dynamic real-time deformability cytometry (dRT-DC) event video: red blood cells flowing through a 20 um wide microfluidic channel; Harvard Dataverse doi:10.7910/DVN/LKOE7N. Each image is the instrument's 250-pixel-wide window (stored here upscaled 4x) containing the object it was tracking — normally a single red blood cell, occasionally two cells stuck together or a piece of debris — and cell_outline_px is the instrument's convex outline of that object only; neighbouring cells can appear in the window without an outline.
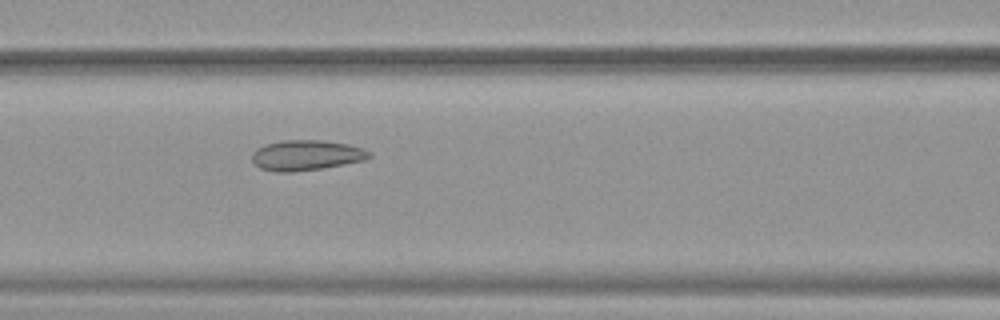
{"species": "common noctule bat (a hibernating species)", "species_latin": "Nyctalus noctula", "temperature_condition": "warm", "stored_images_in_passage": 52, "camera_frame_rate_fps": 3000, "um_per_image_px": 0.085, "animal": {"sex": "female", "body_mass_g": 19.9}, "frame": {"image": 1, "passage_image": 23, "time_ms": 7.333, "image_size_px": [1000, 320], "cell_outline_px": [[372, 156], [364, 160], [320, 168], [292, 172], [276, 172], [260, 168], [252, 160], [252, 152], [256, 148], [264, 144], [280, 140], [320, 140], [348, 144], [364, 148], [372, 152]], "centroid_in_image_um": [26.02, 13.18], "position_along_channel_um": 140.6, "area_um2": 20.75}}
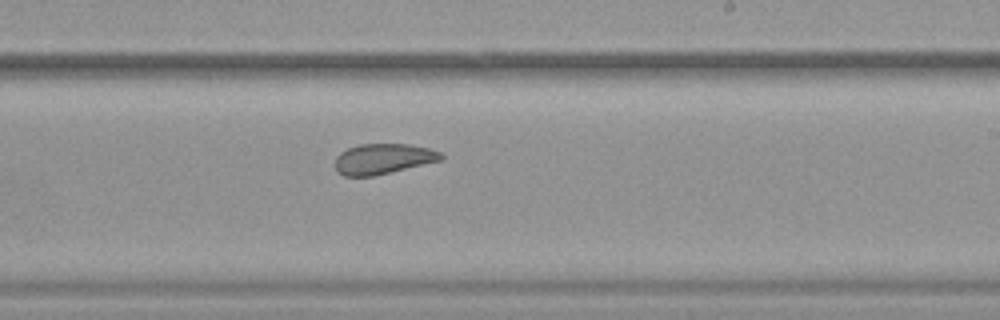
{"frame": {"image": 2, "passage_image": 32, "time_ms": 10.333, "image_size_px": [1000, 320], "cell_outline_px": [[444, 160], [372, 176], [344, 176], [336, 172], [336, 156], [340, 152], [348, 148], [360, 144], [408, 144], [428, 148], [440, 152], [444, 156]], "centroid_in_image_um": [32.57, 13.5], "position_along_channel_um": 256.4, "area_um2": 18.79}}
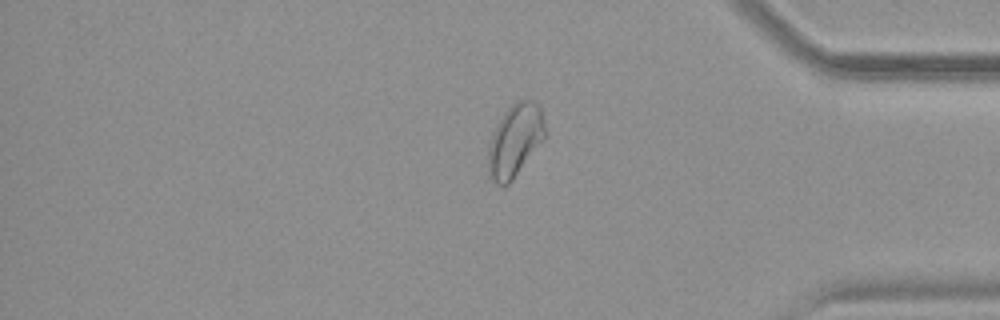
{"frame": {"image": 3, "passage_image": 44, "time_ms": 14.333, "image_size_px": [1000, 320], "cell_outline_px": [[544, 140], [512, 180], [504, 188], [496, 184], [488, 176], [488, 144], [492, 132], [496, 124], [504, 112], [516, 100], [524, 96], [536, 100], [540, 104], [544, 120]], "centroid_in_image_um": [43.77, 11.89], "position_along_channel_um": 391.4, "area_um2": 24.74}, "authors_computed_cell_mechanics": {"area_um2": 24.3338, "velocity_mm_per_s": 3.8797, "shape_relaxation_time_tau1_ms": null, "shape_relaxation_time_tau2_ms": 1.2902, "deformation_change_tau1": null, "deformation_change_tau2": 0.0732}}